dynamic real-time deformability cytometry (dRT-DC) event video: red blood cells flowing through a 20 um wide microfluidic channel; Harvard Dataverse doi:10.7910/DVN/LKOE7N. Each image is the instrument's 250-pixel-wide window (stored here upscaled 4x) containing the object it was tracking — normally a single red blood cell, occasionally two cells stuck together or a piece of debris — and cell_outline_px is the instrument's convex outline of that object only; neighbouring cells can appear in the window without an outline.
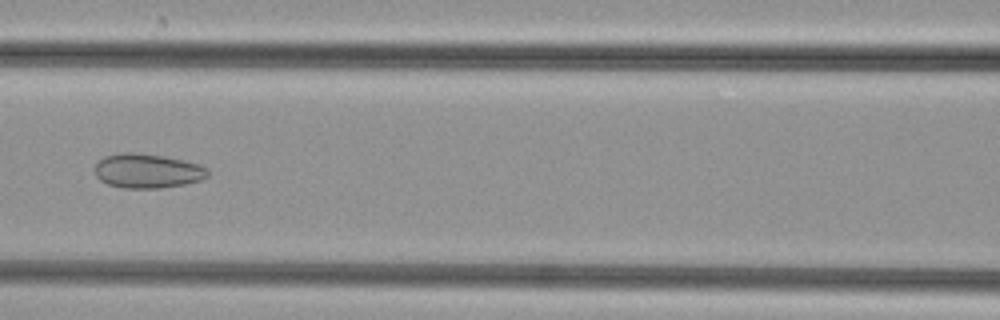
{"species": "common noctule bat (a hibernating species)", "species_latin": "Nyctalus noctula", "temperature_condition": "cold", "stored_images_in_passage": 46, "camera_frame_rate_fps": 3000, "um_per_image_px": 0.085, "animal": {"sex": "female", "body_mass_g": 29.2, "forearm_length_mm": 56.3}, "frame": {"image": 1, "passage_image": 18, "time_ms": 5.667, "image_size_px": [1000, 320], "cell_outline_px": [[208, 176], [200, 180], [184, 184], [160, 188], [124, 188], [108, 184], [100, 180], [96, 176], [96, 164], [104, 156], [120, 152], [136, 152], [164, 156], [184, 160], [208, 168]], "centroid_in_image_um": [12.52, 14.52], "position_along_channel_um": 154.1, "area_um2": 22.6}}
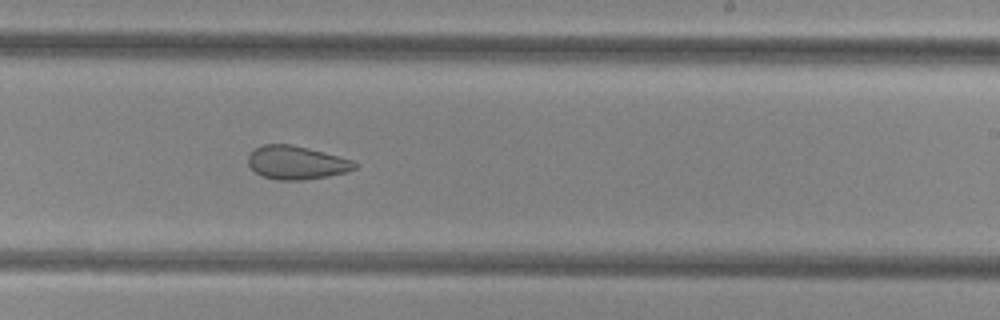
{"frame": {"image": 2, "passage_image": 26, "time_ms": 8.333, "image_size_px": [1000, 320], "cell_outline_px": [[356, 168], [344, 172], [328, 176], [304, 180], [276, 180], [264, 176], [256, 172], [248, 164], [248, 156], [256, 148], [264, 144], [292, 144], [308, 148], [352, 160], [356, 164]], "centroid_in_image_um": [25.18, 13.82], "position_along_channel_um": 263.8, "area_um2": 20.46}}
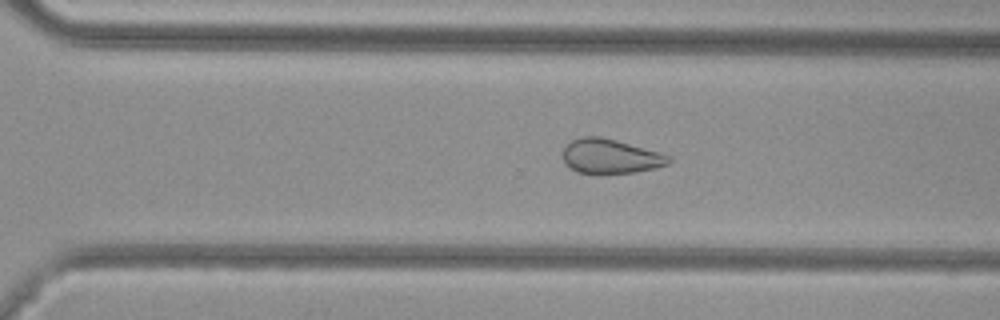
{"frame": {"image": 3, "passage_image": 30, "time_ms": 9.667, "image_size_px": [1000, 320], "cell_outline_px": [[672, 160], [668, 164], [656, 168], [636, 172], [592, 176], [576, 172], [568, 168], [564, 164], [560, 152], [572, 140], [580, 136], [600, 136], [616, 140], [660, 152], [672, 156]], "centroid_in_image_um": [51.83, 13.33], "position_along_channel_um": 318.8, "area_um2": 22.25}}